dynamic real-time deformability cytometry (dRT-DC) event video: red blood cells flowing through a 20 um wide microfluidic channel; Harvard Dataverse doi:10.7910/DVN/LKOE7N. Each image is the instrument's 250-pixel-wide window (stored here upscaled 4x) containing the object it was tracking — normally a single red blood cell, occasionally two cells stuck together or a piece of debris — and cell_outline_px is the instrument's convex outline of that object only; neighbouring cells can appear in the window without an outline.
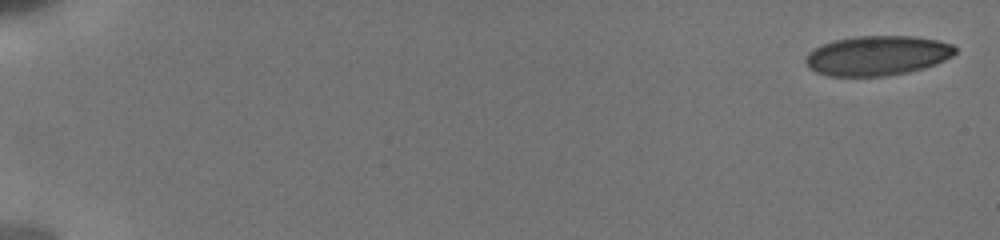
{"species": "human", "species_latin": "Homo sapiens", "temperature_condition": "cold", "stored_images_in_passage": 56, "camera_frame_rate_fps": 3000, "um_per_image_px": 0.085, "donor": {"sex": "male"}, "frame": {"image": 1, "passage_image": 1, "time_ms": 0.0, "image_size_px": [1000, 240], "cell_outline_px": [[956, 52], [952, 56], [936, 64], [924, 68], [908, 72], [888, 76], [828, 76], [816, 72], [808, 68], [804, 60], [808, 52], [820, 44], [832, 40], [856, 36], [916, 36], [936, 40], [952, 44], [956, 48]], "centroid_in_image_um": [74.54, 4.72], "position_along_channel_um": 10.5, "area_um2": 34.97}}
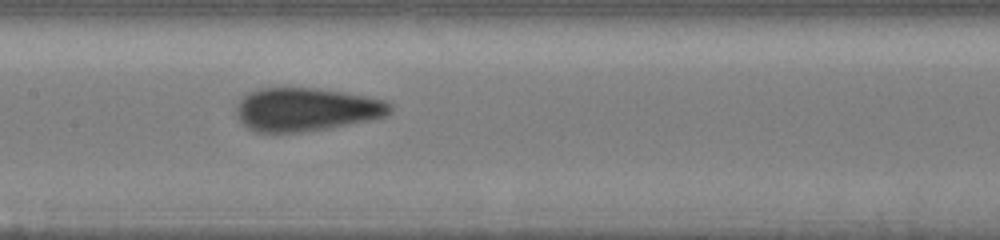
{"frame": {"image": 2, "passage_image": 19, "time_ms": 9.333, "image_size_px": [1000, 240], "cell_outline_px": [[392, 112], [384, 116], [368, 120], [328, 128], [300, 132], [256, 132], [248, 128], [236, 116], [236, 104], [248, 92], [260, 88], [316, 88], [344, 92], [368, 96], [384, 100], [392, 104]], "centroid_in_image_um": [26.02, 9.29], "position_along_channel_um": 181.4, "area_um2": 38.78}}
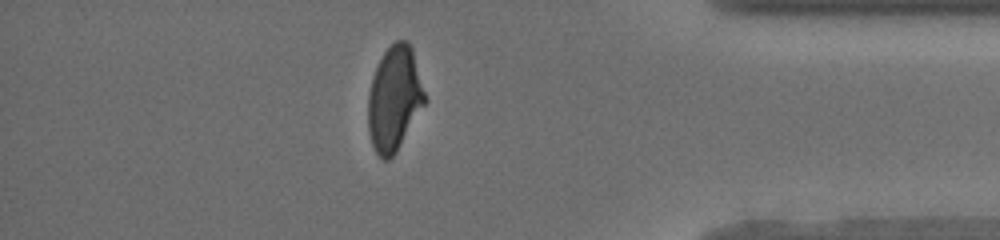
{"frame": {"image": 3, "passage_image": 46, "time_ms": 15.667, "image_size_px": [1000, 240], "cell_outline_px": [[428, 100], [396, 152], [388, 160], [384, 160], [376, 152], [372, 144], [368, 132], [368, 92], [372, 76], [384, 52], [396, 40], [408, 40], [412, 48]], "centroid_in_image_um": [33.53, 8.38], "position_along_channel_um": 401.7, "area_um2": 34.8}, "authors_computed_cell_mechanics": {"area_um2": 36.6741, "velocity_mm_per_s": 3.8484, "shape_relaxation_time_tau1_ms": 8.4466, "shape_relaxation_time_tau2_ms": 0.5965, "deformation_change_tau1": 0.1785, "deformation_change_tau2": 0.0305}}